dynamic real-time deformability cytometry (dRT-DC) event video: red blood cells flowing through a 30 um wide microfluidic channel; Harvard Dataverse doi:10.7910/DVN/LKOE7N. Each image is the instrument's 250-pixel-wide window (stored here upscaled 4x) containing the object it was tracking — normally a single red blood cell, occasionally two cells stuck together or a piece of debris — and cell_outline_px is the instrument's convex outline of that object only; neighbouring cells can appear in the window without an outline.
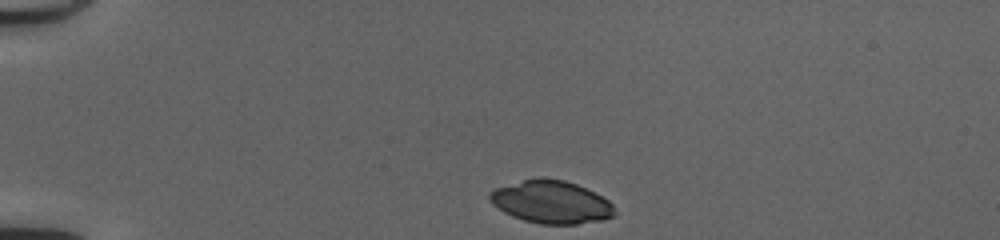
{"species": "common noctule bat (a hibernating species)", "species_latin": "Nyctalus noctula", "temperature_condition": "cold", "stored_images_in_passage": 34, "camera_frame_rate_fps": 3000, "um_per_image_px": 0.085, "animal": {"sex": "female", "body_mass_g": 20.0, "forearm_length_mm": 54.0}, "frame": {"image": 1, "passage_image": 1, "time_ms": 0.0, "image_size_px": [1000, 240], "cell_outline_px": [[616, 216], [604, 220], [576, 224], [540, 224], [524, 220], [512, 216], [504, 212], [492, 204], [488, 196], [488, 192], [496, 188], [536, 176], [544, 176], [564, 180], [576, 184], [608, 200], [612, 204], [616, 212]], "centroid_in_image_um": [46.84, 17.16], "position_along_channel_um": 38.2, "area_um2": 31.33}}
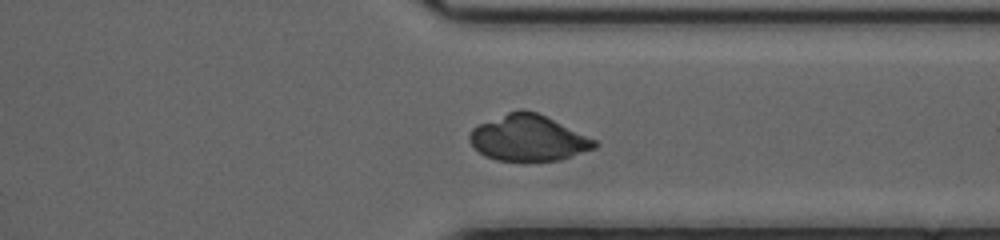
{"frame": {"image": 2, "passage_image": 29, "time_ms": 9.333, "image_size_px": [1000, 240], "cell_outline_px": [[600, 144], [596, 148], [560, 160], [524, 164], [496, 160], [484, 156], [468, 140], [468, 136], [472, 128], [476, 124], [508, 112], [520, 108], [524, 108], [536, 112], [596, 140]], "centroid_in_image_um": [44.87, 11.77], "position_along_channel_um": 366.5, "area_um2": 34.33}}
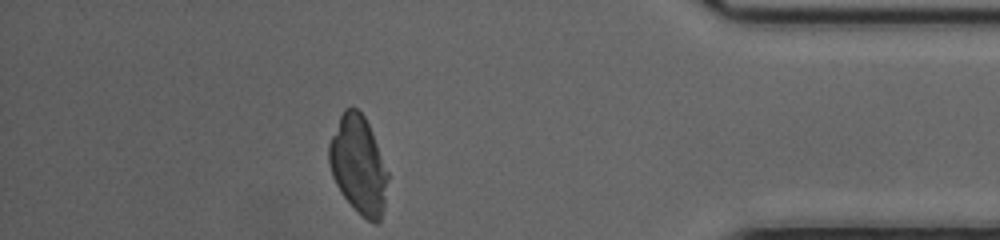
{"frame": {"image": 3, "passage_image": 34, "time_ms": 11.0, "image_size_px": [1000, 240], "cell_outline_px": [[388, 180], [384, 208], [380, 220], [376, 224], [372, 224], [356, 212], [340, 192], [332, 176], [328, 160], [328, 144], [340, 116], [344, 108], [356, 108], [364, 116], [372, 132], [388, 172]], "centroid_in_image_um": [30.46, 14.06], "position_along_channel_um": 404.7, "area_um2": 33.64}}